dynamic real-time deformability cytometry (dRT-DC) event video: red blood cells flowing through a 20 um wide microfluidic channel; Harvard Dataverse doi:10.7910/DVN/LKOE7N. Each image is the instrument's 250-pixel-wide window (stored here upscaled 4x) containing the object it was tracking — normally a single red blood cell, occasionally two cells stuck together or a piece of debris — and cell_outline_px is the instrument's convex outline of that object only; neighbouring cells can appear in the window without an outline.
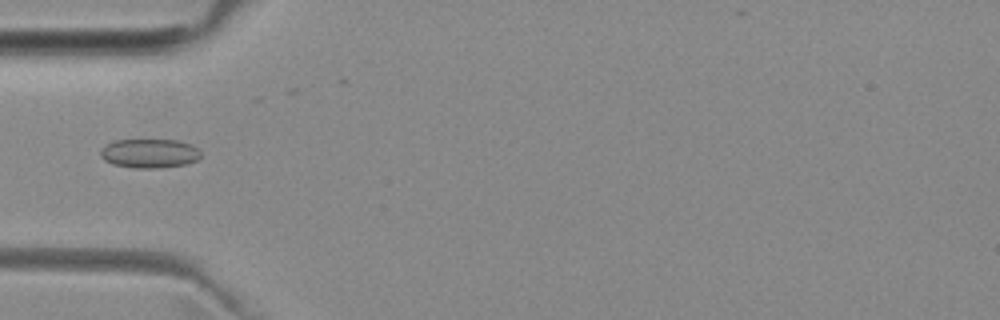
{"species": "common noctule bat (a hibernating species)", "species_latin": "Nyctalus noctula", "temperature_condition": "room temperature", "stored_images_in_passage": 5, "camera_frame_rate_fps": 3000, "um_per_image_px": 0.085, "animal": {"sex": "female", "body_mass_g": 29.2, "forearm_length_mm": 56.3}, "frame": {"image": 1, "passage_image": 2, "time_ms": 2.333, "image_size_px": [1000, 320], "cell_outline_px": [[200, 156], [196, 160], [184, 164], [156, 168], [136, 168], [112, 164], [104, 160], [100, 156], [100, 148], [116, 140], [176, 140], [192, 144], [200, 152]], "centroid_in_image_um": [12.67, 13.03], "position_along_channel_um": 72.3, "area_um2": 16.88}}
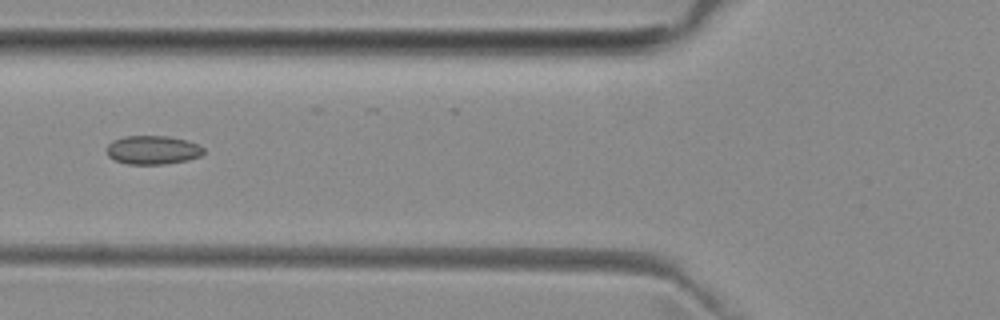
{"frame": {"image": 2, "passage_image": 3, "time_ms": 3.333, "image_size_px": [1000, 320], "cell_outline_px": [[204, 152], [200, 156], [188, 160], [164, 164], [128, 164], [116, 160], [108, 156], [108, 144], [112, 140], [124, 136], [168, 136], [200, 144], [204, 148]], "centroid_in_image_um": [13.0, 12.74], "position_along_channel_um": 112.8, "area_um2": 16.18}}
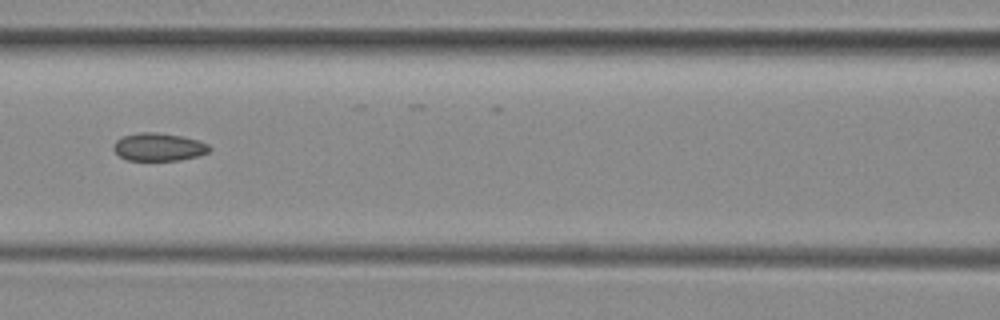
{"frame": {"image": 3, "passage_image": 4, "time_ms": 4.333, "image_size_px": [1000, 320], "cell_outline_px": [[212, 148], [208, 152], [196, 156], [180, 160], [128, 160], [120, 156], [112, 148], [112, 144], [116, 140], [124, 136], [140, 132], [156, 132], [180, 136], [196, 140], [208, 144]], "centroid_in_image_um": [13.46, 12.49], "position_along_channel_um": 153.1, "area_um2": 15.43}}